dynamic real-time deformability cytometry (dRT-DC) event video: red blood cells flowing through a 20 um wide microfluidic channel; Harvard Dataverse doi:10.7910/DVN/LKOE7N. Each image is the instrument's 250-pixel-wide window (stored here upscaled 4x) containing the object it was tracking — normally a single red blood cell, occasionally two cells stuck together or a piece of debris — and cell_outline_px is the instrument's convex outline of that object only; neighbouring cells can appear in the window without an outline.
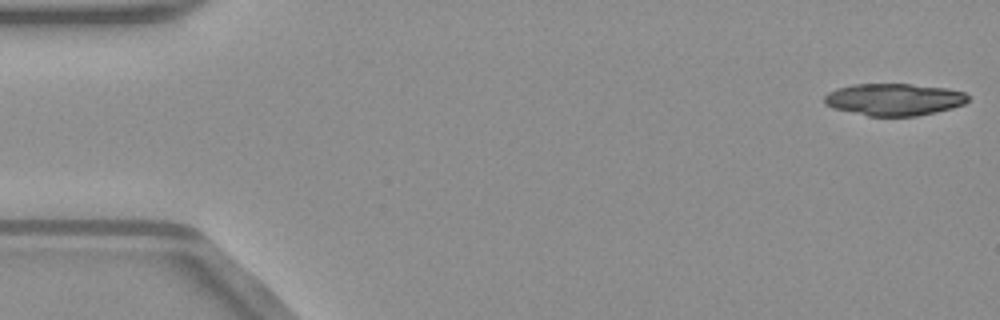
{"species": "common noctule bat (a hibernating species)", "species_latin": "Nyctalus noctula", "temperature_condition": "warm", "stored_images_in_passage": 17, "camera_frame_rate_fps": 3000, "um_per_image_px": 0.085, "animal": {"sex": "male", "body_mass_g": 23.1, "forearm_length_mm": 52.7}, "frame": {"image": 1, "passage_image": 1, "time_ms": 0.0, "image_size_px": [1000, 320], "cell_outline_px": [[968, 100], [964, 104], [952, 108], [936, 112], [916, 116], [868, 116], [832, 108], [824, 104], [824, 96], [828, 92], [836, 88], [852, 84], [908, 84], [948, 88], [964, 92], [968, 96]], "centroid_in_image_um": [75.96, 8.45], "position_along_channel_um": 9.0, "area_um2": 26.99}}